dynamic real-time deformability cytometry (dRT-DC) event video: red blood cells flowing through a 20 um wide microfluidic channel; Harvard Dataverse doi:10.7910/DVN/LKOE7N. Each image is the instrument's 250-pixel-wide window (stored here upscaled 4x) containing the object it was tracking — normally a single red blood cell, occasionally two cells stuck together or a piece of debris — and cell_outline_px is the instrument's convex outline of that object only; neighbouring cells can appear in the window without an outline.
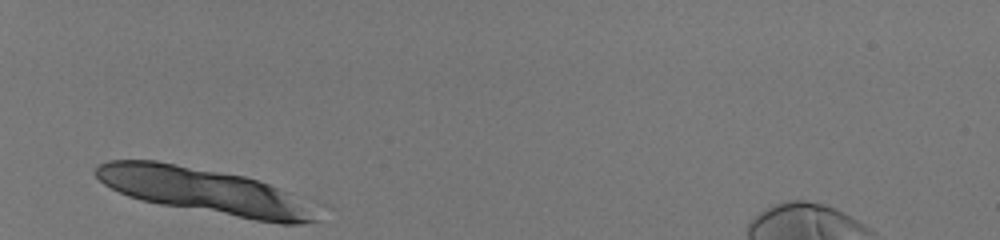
{"species": "human", "species_latin": "Homo sapiens", "temperature_condition": "room temperature", "stored_images_in_passage": 30, "segment_of_instrument_passage": [1, 2], "camera_frame_rate_fps": 3000, "um_per_image_px": 0.085, "donor": {"sex": "male"}, "frame": {"image": 1, "passage_image": 1, "time_ms": 0.0, "image_size_px": [1000, 240], "cell_outline_px": [[332, 208], [320, 220], [300, 224], [280, 224], [160, 204], [140, 200], [128, 196], [104, 184], [92, 172], [100, 164], [108, 160], [156, 160], [244, 176], [328, 204]], "centroid_in_image_um": [17.75, 16.28], "position_along_channel_um": 67.3, "area_um2": 60.63}}